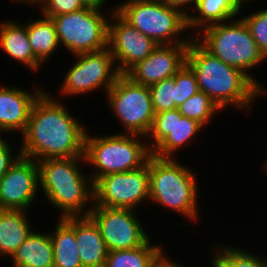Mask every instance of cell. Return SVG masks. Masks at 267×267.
Wrapping results in <instances>:
<instances>
[{
  "label": "cell",
  "instance_id": "obj_18",
  "mask_svg": "<svg viewBox=\"0 0 267 267\" xmlns=\"http://www.w3.org/2000/svg\"><path fill=\"white\" fill-rule=\"evenodd\" d=\"M75 239L83 267H104L109 251L98 226L89 216L75 217Z\"/></svg>",
  "mask_w": 267,
  "mask_h": 267
},
{
  "label": "cell",
  "instance_id": "obj_31",
  "mask_svg": "<svg viewBox=\"0 0 267 267\" xmlns=\"http://www.w3.org/2000/svg\"><path fill=\"white\" fill-rule=\"evenodd\" d=\"M39 6L41 14L49 18L84 8L80 0H43Z\"/></svg>",
  "mask_w": 267,
  "mask_h": 267
},
{
  "label": "cell",
  "instance_id": "obj_16",
  "mask_svg": "<svg viewBox=\"0 0 267 267\" xmlns=\"http://www.w3.org/2000/svg\"><path fill=\"white\" fill-rule=\"evenodd\" d=\"M188 46L158 45L145 60L136 63L124 75L133 83L144 86L173 77L186 63Z\"/></svg>",
  "mask_w": 267,
  "mask_h": 267
},
{
  "label": "cell",
  "instance_id": "obj_23",
  "mask_svg": "<svg viewBox=\"0 0 267 267\" xmlns=\"http://www.w3.org/2000/svg\"><path fill=\"white\" fill-rule=\"evenodd\" d=\"M54 267H83L75 239V217L59 218L55 232L50 233Z\"/></svg>",
  "mask_w": 267,
  "mask_h": 267
},
{
  "label": "cell",
  "instance_id": "obj_29",
  "mask_svg": "<svg viewBox=\"0 0 267 267\" xmlns=\"http://www.w3.org/2000/svg\"><path fill=\"white\" fill-rule=\"evenodd\" d=\"M241 18L258 45L259 50L267 60V8L251 13L248 16H241Z\"/></svg>",
  "mask_w": 267,
  "mask_h": 267
},
{
  "label": "cell",
  "instance_id": "obj_10",
  "mask_svg": "<svg viewBox=\"0 0 267 267\" xmlns=\"http://www.w3.org/2000/svg\"><path fill=\"white\" fill-rule=\"evenodd\" d=\"M74 56L77 60L67 70L60 86L62 87L61 95H83L90 91H97L101 87L107 93L121 75L108 47L100 51Z\"/></svg>",
  "mask_w": 267,
  "mask_h": 267
},
{
  "label": "cell",
  "instance_id": "obj_15",
  "mask_svg": "<svg viewBox=\"0 0 267 267\" xmlns=\"http://www.w3.org/2000/svg\"><path fill=\"white\" fill-rule=\"evenodd\" d=\"M39 190L37 161L20 155L0 178V209L27 211Z\"/></svg>",
  "mask_w": 267,
  "mask_h": 267
},
{
  "label": "cell",
  "instance_id": "obj_14",
  "mask_svg": "<svg viewBox=\"0 0 267 267\" xmlns=\"http://www.w3.org/2000/svg\"><path fill=\"white\" fill-rule=\"evenodd\" d=\"M108 22V49L120 74L145 60L158 46L150 37L127 23L113 7ZM118 60V61H116Z\"/></svg>",
  "mask_w": 267,
  "mask_h": 267
},
{
  "label": "cell",
  "instance_id": "obj_3",
  "mask_svg": "<svg viewBox=\"0 0 267 267\" xmlns=\"http://www.w3.org/2000/svg\"><path fill=\"white\" fill-rule=\"evenodd\" d=\"M80 161L86 163L85 156L37 161L39 188L49 204L60 210L58 218L88 216L92 209L87 203L94 201L93 182L81 173Z\"/></svg>",
  "mask_w": 267,
  "mask_h": 267
},
{
  "label": "cell",
  "instance_id": "obj_4",
  "mask_svg": "<svg viewBox=\"0 0 267 267\" xmlns=\"http://www.w3.org/2000/svg\"><path fill=\"white\" fill-rule=\"evenodd\" d=\"M176 159L153 155L149 157V200L186 216L190 221H197L199 209L196 174Z\"/></svg>",
  "mask_w": 267,
  "mask_h": 267
},
{
  "label": "cell",
  "instance_id": "obj_6",
  "mask_svg": "<svg viewBox=\"0 0 267 267\" xmlns=\"http://www.w3.org/2000/svg\"><path fill=\"white\" fill-rule=\"evenodd\" d=\"M197 33H200L198 35L200 38L195 37V39L207 51L223 63L240 69L264 93H267L260 82L249 73L250 69H255L261 62L266 61V58L241 17L237 20L230 19L226 23L210 25Z\"/></svg>",
  "mask_w": 267,
  "mask_h": 267
},
{
  "label": "cell",
  "instance_id": "obj_13",
  "mask_svg": "<svg viewBox=\"0 0 267 267\" xmlns=\"http://www.w3.org/2000/svg\"><path fill=\"white\" fill-rule=\"evenodd\" d=\"M204 126L198 121L184 117L178 109L155 114L153 125L146 136L152 155L174 158L175 152L190 142Z\"/></svg>",
  "mask_w": 267,
  "mask_h": 267
},
{
  "label": "cell",
  "instance_id": "obj_17",
  "mask_svg": "<svg viewBox=\"0 0 267 267\" xmlns=\"http://www.w3.org/2000/svg\"><path fill=\"white\" fill-rule=\"evenodd\" d=\"M44 92H29L21 87L0 86V129L5 132H25L33 103Z\"/></svg>",
  "mask_w": 267,
  "mask_h": 267
},
{
  "label": "cell",
  "instance_id": "obj_24",
  "mask_svg": "<svg viewBox=\"0 0 267 267\" xmlns=\"http://www.w3.org/2000/svg\"><path fill=\"white\" fill-rule=\"evenodd\" d=\"M150 240L134 249L109 251L104 267H161L168 259L165 249Z\"/></svg>",
  "mask_w": 267,
  "mask_h": 267
},
{
  "label": "cell",
  "instance_id": "obj_32",
  "mask_svg": "<svg viewBox=\"0 0 267 267\" xmlns=\"http://www.w3.org/2000/svg\"><path fill=\"white\" fill-rule=\"evenodd\" d=\"M12 145L5 141L0 146V178L8 171L10 166L16 161V159L21 155L20 150L13 154L11 148Z\"/></svg>",
  "mask_w": 267,
  "mask_h": 267
},
{
  "label": "cell",
  "instance_id": "obj_33",
  "mask_svg": "<svg viewBox=\"0 0 267 267\" xmlns=\"http://www.w3.org/2000/svg\"><path fill=\"white\" fill-rule=\"evenodd\" d=\"M166 5H168L170 8H174L176 10H179L183 15H185L186 17H188L190 15V12L187 10H184L185 6L187 8L191 9V6L189 7L188 5H192L194 7H192V9H194L196 7L197 1L198 0H162Z\"/></svg>",
  "mask_w": 267,
  "mask_h": 267
},
{
  "label": "cell",
  "instance_id": "obj_22",
  "mask_svg": "<svg viewBox=\"0 0 267 267\" xmlns=\"http://www.w3.org/2000/svg\"><path fill=\"white\" fill-rule=\"evenodd\" d=\"M243 0H198L196 4V14L187 17V27L189 29H202L235 18L244 6ZM243 5V6H242Z\"/></svg>",
  "mask_w": 267,
  "mask_h": 267
},
{
  "label": "cell",
  "instance_id": "obj_37",
  "mask_svg": "<svg viewBox=\"0 0 267 267\" xmlns=\"http://www.w3.org/2000/svg\"><path fill=\"white\" fill-rule=\"evenodd\" d=\"M3 133L4 131L0 129V133ZM6 140L3 139V137H1V134H0V146L5 142Z\"/></svg>",
  "mask_w": 267,
  "mask_h": 267
},
{
  "label": "cell",
  "instance_id": "obj_38",
  "mask_svg": "<svg viewBox=\"0 0 267 267\" xmlns=\"http://www.w3.org/2000/svg\"><path fill=\"white\" fill-rule=\"evenodd\" d=\"M212 266L213 267H220L214 260H212Z\"/></svg>",
  "mask_w": 267,
  "mask_h": 267
},
{
  "label": "cell",
  "instance_id": "obj_5",
  "mask_svg": "<svg viewBox=\"0 0 267 267\" xmlns=\"http://www.w3.org/2000/svg\"><path fill=\"white\" fill-rule=\"evenodd\" d=\"M86 131L84 156L87 165L94 167L91 180L112 173H123L145 165L152 155L145 136L129 133L92 136ZM138 137V138H137Z\"/></svg>",
  "mask_w": 267,
  "mask_h": 267
},
{
  "label": "cell",
  "instance_id": "obj_7",
  "mask_svg": "<svg viewBox=\"0 0 267 267\" xmlns=\"http://www.w3.org/2000/svg\"><path fill=\"white\" fill-rule=\"evenodd\" d=\"M115 11L157 45L189 44L191 40L180 38L188 31L187 17L162 0H126L116 5Z\"/></svg>",
  "mask_w": 267,
  "mask_h": 267
},
{
  "label": "cell",
  "instance_id": "obj_26",
  "mask_svg": "<svg viewBox=\"0 0 267 267\" xmlns=\"http://www.w3.org/2000/svg\"><path fill=\"white\" fill-rule=\"evenodd\" d=\"M213 251V260L220 267H267V259L243 250V248L217 245Z\"/></svg>",
  "mask_w": 267,
  "mask_h": 267
},
{
  "label": "cell",
  "instance_id": "obj_9",
  "mask_svg": "<svg viewBox=\"0 0 267 267\" xmlns=\"http://www.w3.org/2000/svg\"><path fill=\"white\" fill-rule=\"evenodd\" d=\"M105 96L111 112L123 124V133L146 138L155 117L149 86L133 83L121 74Z\"/></svg>",
  "mask_w": 267,
  "mask_h": 267
},
{
  "label": "cell",
  "instance_id": "obj_25",
  "mask_svg": "<svg viewBox=\"0 0 267 267\" xmlns=\"http://www.w3.org/2000/svg\"><path fill=\"white\" fill-rule=\"evenodd\" d=\"M41 16L43 18H38L36 21H32L29 18L26 29L33 53L36 59L43 65L56 52L60 44L53 20L44 15Z\"/></svg>",
  "mask_w": 267,
  "mask_h": 267
},
{
  "label": "cell",
  "instance_id": "obj_27",
  "mask_svg": "<svg viewBox=\"0 0 267 267\" xmlns=\"http://www.w3.org/2000/svg\"><path fill=\"white\" fill-rule=\"evenodd\" d=\"M184 116L194 119L206 126L213 116L221 109L204 92L199 91L184 101L177 108Z\"/></svg>",
  "mask_w": 267,
  "mask_h": 267
},
{
  "label": "cell",
  "instance_id": "obj_30",
  "mask_svg": "<svg viewBox=\"0 0 267 267\" xmlns=\"http://www.w3.org/2000/svg\"><path fill=\"white\" fill-rule=\"evenodd\" d=\"M175 84L177 93V100H175L176 109L184 101H186L188 98L197 94L200 91L196 76L192 69L186 63L175 74Z\"/></svg>",
  "mask_w": 267,
  "mask_h": 267
},
{
  "label": "cell",
  "instance_id": "obj_1",
  "mask_svg": "<svg viewBox=\"0 0 267 267\" xmlns=\"http://www.w3.org/2000/svg\"><path fill=\"white\" fill-rule=\"evenodd\" d=\"M46 90L33 103L21 135V156L35 161L84 156L85 134L79 119Z\"/></svg>",
  "mask_w": 267,
  "mask_h": 267
},
{
  "label": "cell",
  "instance_id": "obj_28",
  "mask_svg": "<svg viewBox=\"0 0 267 267\" xmlns=\"http://www.w3.org/2000/svg\"><path fill=\"white\" fill-rule=\"evenodd\" d=\"M154 113L176 109L175 75L149 86Z\"/></svg>",
  "mask_w": 267,
  "mask_h": 267
},
{
  "label": "cell",
  "instance_id": "obj_36",
  "mask_svg": "<svg viewBox=\"0 0 267 267\" xmlns=\"http://www.w3.org/2000/svg\"><path fill=\"white\" fill-rule=\"evenodd\" d=\"M19 3H25L26 5L30 4V5H39L40 3H42L43 0H16ZM39 3V4H38Z\"/></svg>",
  "mask_w": 267,
  "mask_h": 267
},
{
  "label": "cell",
  "instance_id": "obj_35",
  "mask_svg": "<svg viewBox=\"0 0 267 267\" xmlns=\"http://www.w3.org/2000/svg\"><path fill=\"white\" fill-rule=\"evenodd\" d=\"M161 267H183L181 264L176 263L173 260H170L169 258L164 262V264Z\"/></svg>",
  "mask_w": 267,
  "mask_h": 267
},
{
  "label": "cell",
  "instance_id": "obj_12",
  "mask_svg": "<svg viewBox=\"0 0 267 267\" xmlns=\"http://www.w3.org/2000/svg\"><path fill=\"white\" fill-rule=\"evenodd\" d=\"M133 209L93 206L88 216L96 223L108 251L142 246L150 237Z\"/></svg>",
  "mask_w": 267,
  "mask_h": 267
},
{
  "label": "cell",
  "instance_id": "obj_34",
  "mask_svg": "<svg viewBox=\"0 0 267 267\" xmlns=\"http://www.w3.org/2000/svg\"><path fill=\"white\" fill-rule=\"evenodd\" d=\"M106 0H80V2L82 3V5L84 7H89V8H93V9H98V10H103L102 7H104Z\"/></svg>",
  "mask_w": 267,
  "mask_h": 267
},
{
  "label": "cell",
  "instance_id": "obj_19",
  "mask_svg": "<svg viewBox=\"0 0 267 267\" xmlns=\"http://www.w3.org/2000/svg\"><path fill=\"white\" fill-rule=\"evenodd\" d=\"M26 210L0 209V256L11 258L34 231Z\"/></svg>",
  "mask_w": 267,
  "mask_h": 267
},
{
  "label": "cell",
  "instance_id": "obj_8",
  "mask_svg": "<svg viewBox=\"0 0 267 267\" xmlns=\"http://www.w3.org/2000/svg\"><path fill=\"white\" fill-rule=\"evenodd\" d=\"M101 10L84 7L68 14L51 17L59 44L77 55L108 47V18Z\"/></svg>",
  "mask_w": 267,
  "mask_h": 267
},
{
  "label": "cell",
  "instance_id": "obj_20",
  "mask_svg": "<svg viewBox=\"0 0 267 267\" xmlns=\"http://www.w3.org/2000/svg\"><path fill=\"white\" fill-rule=\"evenodd\" d=\"M0 47L10 58L24 64L32 71L40 69L42 65L33 53L24 24L20 25L9 20L1 22Z\"/></svg>",
  "mask_w": 267,
  "mask_h": 267
},
{
  "label": "cell",
  "instance_id": "obj_21",
  "mask_svg": "<svg viewBox=\"0 0 267 267\" xmlns=\"http://www.w3.org/2000/svg\"><path fill=\"white\" fill-rule=\"evenodd\" d=\"M10 260L12 267H54L50 233L33 231Z\"/></svg>",
  "mask_w": 267,
  "mask_h": 267
},
{
  "label": "cell",
  "instance_id": "obj_11",
  "mask_svg": "<svg viewBox=\"0 0 267 267\" xmlns=\"http://www.w3.org/2000/svg\"><path fill=\"white\" fill-rule=\"evenodd\" d=\"M93 189V206L137 210L143 201L149 200L148 161L138 169L98 178Z\"/></svg>",
  "mask_w": 267,
  "mask_h": 267
},
{
  "label": "cell",
  "instance_id": "obj_2",
  "mask_svg": "<svg viewBox=\"0 0 267 267\" xmlns=\"http://www.w3.org/2000/svg\"><path fill=\"white\" fill-rule=\"evenodd\" d=\"M191 36L186 64L194 72L199 90L223 110L227 105L249 109L264 92L240 69L223 63Z\"/></svg>",
  "mask_w": 267,
  "mask_h": 267
},
{
  "label": "cell",
  "instance_id": "obj_39",
  "mask_svg": "<svg viewBox=\"0 0 267 267\" xmlns=\"http://www.w3.org/2000/svg\"><path fill=\"white\" fill-rule=\"evenodd\" d=\"M264 165V170L267 171V161L263 164Z\"/></svg>",
  "mask_w": 267,
  "mask_h": 267
}]
</instances>
